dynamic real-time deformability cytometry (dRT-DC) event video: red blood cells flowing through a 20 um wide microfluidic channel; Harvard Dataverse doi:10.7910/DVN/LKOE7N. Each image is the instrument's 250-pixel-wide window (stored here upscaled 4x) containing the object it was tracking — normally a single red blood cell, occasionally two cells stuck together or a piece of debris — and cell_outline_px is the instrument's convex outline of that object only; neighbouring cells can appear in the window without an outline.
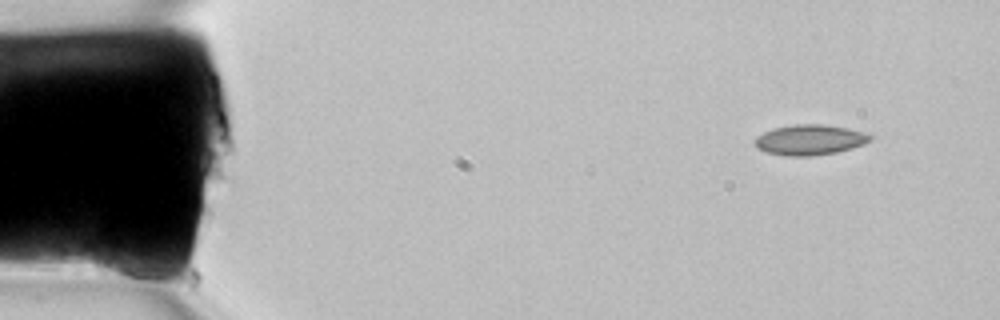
{"species": "common noctule bat (a hibernating species)", "species_latin": "Nyctalus noctula", "temperature_condition": "room temperature", "stored_images_in_passage": 2, "camera_frame_rate_fps": 3000, "um_per_image_px": 0.085, "animal": {"sex": "female", "body_mass_g": 22.7, "forearm_length_mm": 54.2}, "frame": {"image": 1, "passage_image": 1, "time_ms": 0.0, "image_size_px": [1000, 320], "cell_outline_px": [[160, 276], [156, 288], [148, 288], [96, 272], [92, 264], [92, 256], [96, 244], [104, 240], [140, 256]], "centroid_in_image_um": [10.49, 22.55], "position_along_channel_um": 74.5, "area_um2": 13.58}}